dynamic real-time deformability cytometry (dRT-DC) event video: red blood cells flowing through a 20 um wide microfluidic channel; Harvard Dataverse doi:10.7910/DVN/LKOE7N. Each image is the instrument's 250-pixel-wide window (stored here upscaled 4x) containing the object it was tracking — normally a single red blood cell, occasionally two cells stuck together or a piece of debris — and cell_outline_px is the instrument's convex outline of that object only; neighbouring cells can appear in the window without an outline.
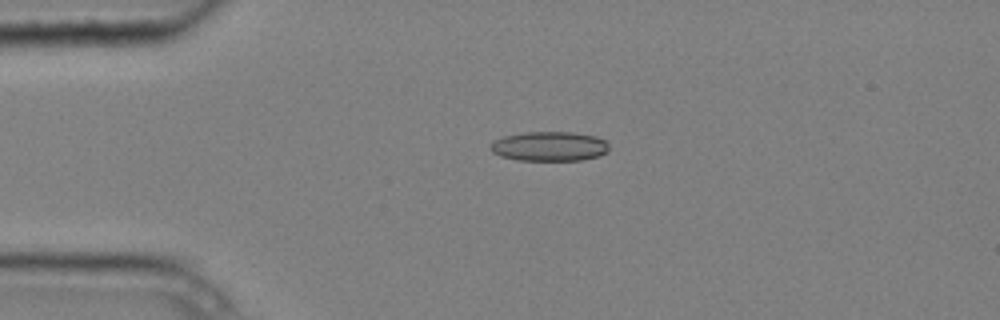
{"species": "common noctule bat (a hibernating species)", "species_latin": "Nyctalus noctula", "temperature_condition": "cold", "stored_images_in_passage": 5, "camera_frame_rate_fps": 3000, "um_per_image_px": 0.085, "animal": {"sex": "male", "body_mass_g": 20.4}, "frame": {"image": 1, "passage_image": 3, "time_ms": 0.667, "image_size_px": [1000, 320], "cell_outline_px": [[608, 152], [600, 156], [580, 160], [516, 160], [500, 156], [492, 152], [488, 148], [488, 144], [504, 136], [524, 132], [576, 132], [596, 136], [608, 140]], "centroid_in_image_um": [46.71, 12.43], "position_along_channel_um": 38.3, "area_um2": 20.75}}
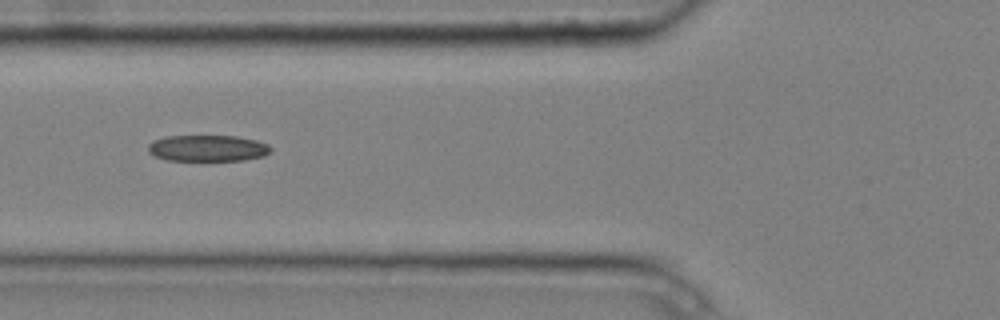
{"frame": {"image": 2, "passage_image": 5, "time_ms": 1.333, "image_size_px": [1000, 320], "cell_outline_px": [[272, 152], [264, 156], [244, 160], [168, 160], [156, 156], [148, 152], [148, 144], [152, 140], [164, 136], [236, 136], [256, 140], [268, 144], [272, 148]], "centroid_in_image_um": [17.66, 12.59], "position_along_channel_um": 108.1, "area_um2": 18.9}}